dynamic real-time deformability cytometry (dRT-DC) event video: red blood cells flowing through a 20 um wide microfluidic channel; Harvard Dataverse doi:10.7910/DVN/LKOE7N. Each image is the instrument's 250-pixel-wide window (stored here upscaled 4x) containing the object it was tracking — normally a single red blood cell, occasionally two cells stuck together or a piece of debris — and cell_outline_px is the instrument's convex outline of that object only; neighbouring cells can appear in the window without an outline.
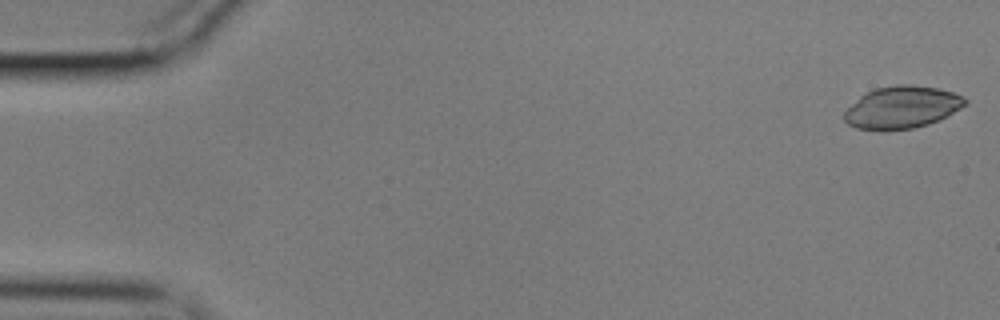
{"species": "common noctule bat (a hibernating species)", "species_latin": "Nyctalus noctula", "temperature_condition": "cold", "stored_images_in_passage": 56, "camera_frame_rate_fps": 3000, "um_per_image_px": 0.085, "animal": {"sex": "male", "body_mass_g": 17.9}, "frame": {"image": 1, "passage_image": 1, "time_ms": 0.0, "image_size_px": [1000, 320], "cell_outline_px": [[968, 104], [940, 120], [928, 124], [912, 128], [888, 132], [880, 132], [856, 128], [848, 124], [844, 120], [844, 112], [860, 96], [876, 88], [896, 84], [912, 84], [940, 88], [964, 96], [968, 100]], "centroid_in_image_um": [76.69, 9.14], "position_along_channel_um": 8.3, "area_um2": 30.35}}